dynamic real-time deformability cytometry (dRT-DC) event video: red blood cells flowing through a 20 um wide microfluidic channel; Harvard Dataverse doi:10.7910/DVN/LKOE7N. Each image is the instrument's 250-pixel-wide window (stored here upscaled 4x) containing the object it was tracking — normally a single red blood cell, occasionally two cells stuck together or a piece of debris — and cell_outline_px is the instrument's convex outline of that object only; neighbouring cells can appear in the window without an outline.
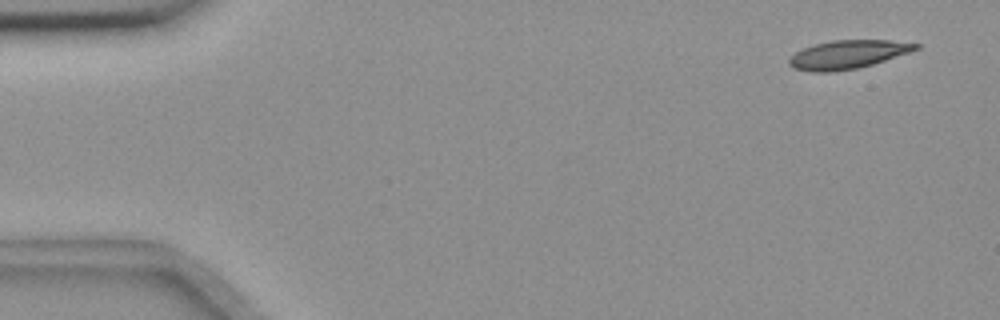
{"species": "common noctule bat (a hibernating species)", "species_latin": "Nyctalus noctula", "temperature_condition": "room temperature", "stored_images_in_passage": 4, "camera_frame_rate_fps": 3000, "um_per_image_px": 0.085, "animal": {"sex": "female", "body_mass_g": 18.4}, "frame": {"image": 1, "passage_image": 1, "time_ms": 0.0, "image_size_px": [1000, 320], "cell_outline_px": [[920, 48], [872, 64], [856, 68], [828, 72], [812, 72], [796, 68], [788, 64], [788, 60], [796, 52], [812, 44], [832, 40], [888, 40], [920, 44]], "centroid_in_image_um": [72.03, 4.62], "position_along_channel_um": 13.0, "area_um2": 20.69}}